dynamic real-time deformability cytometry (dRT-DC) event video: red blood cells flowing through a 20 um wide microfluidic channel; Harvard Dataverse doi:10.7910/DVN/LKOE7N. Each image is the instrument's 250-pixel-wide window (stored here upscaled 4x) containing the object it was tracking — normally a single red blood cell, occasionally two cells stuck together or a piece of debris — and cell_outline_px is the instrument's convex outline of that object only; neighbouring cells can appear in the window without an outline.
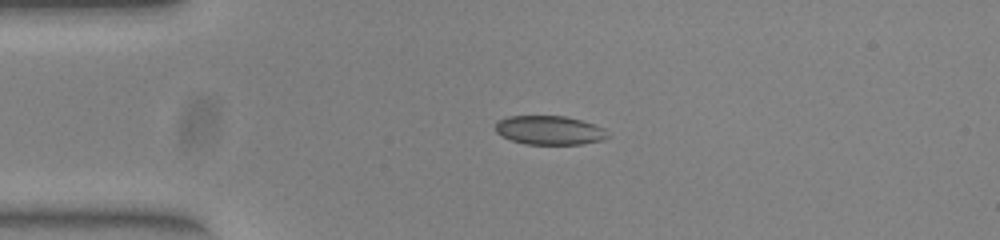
{"species": "common noctule bat (a hibernating species)", "species_latin": "Nyctalus noctula", "temperature_condition": "warm", "stored_images_in_passage": 41, "camera_frame_rate_fps": 3000, "um_per_image_px": 0.085, "animal": {"sex": "female", "body_mass_g": 23.0, "forearm_length_mm": 53.4}, "frame": {"image": 1, "passage_image": 1, "time_ms": 0.0, "image_size_px": [1000, 240], "cell_outline_px": [[608, 136], [604, 140], [580, 144], [524, 144], [512, 140], [496, 132], [496, 124], [500, 120], [508, 116], [564, 116], [580, 120], [604, 128]], "centroid_in_image_um": [46.71, 11.07], "position_along_channel_um": 38.3, "area_um2": 18.67}}
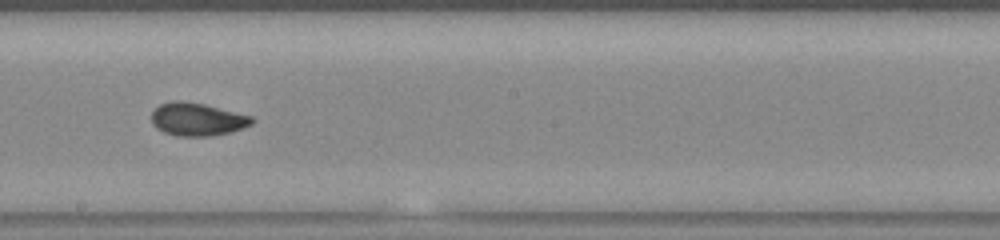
{"frame": {"image": 2, "passage_image": 18, "time_ms": 5.667, "image_size_px": [1000, 240], "cell_outline_px": [[256, 120], [252, 124], [244, 128], [228, 132], [208, 136], [176, 136], [164, 132], [156, 128], [152, 124], [152, 112], [160, 104], [172, 100], [180, 100], [204, 104], [252, 116]], "centroid_in_image_um": [16.76, 10.13], "position_along_channel_um": 231.4, "area_um2": 19.31}}
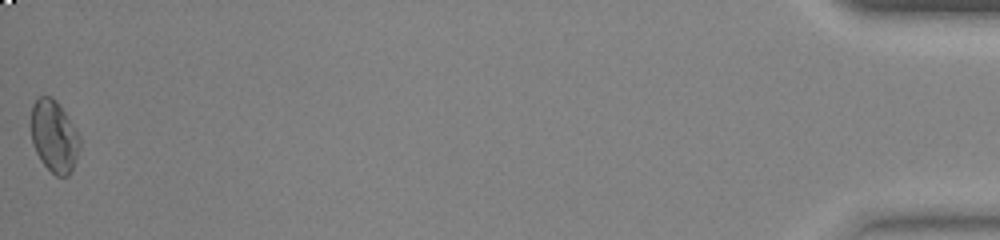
{"frame": {"image": 3, "passage_image": 41, "time_ms": 13.333, "image_size_px": [1000, 240], "cell_outline_px": [[80, 144], [72, 168], [68, 176], [56, 176], [40, 160], [32, 144], [28, 124], [32, 104], [40, 96], [52, 96], [56, 100], [80, 136]], "centroid_in_image_um": [4.53, 11.55], "position_along_channel_um": 430.7, "area_um2": 20.63}, "authors_computed_cell_mechanics": {"area_um2": 19.2474, "velocity_mm_per_s": 3.94, "shape_relaxation_time_tau1_ms": null, "shape_relaxation_time_tau2_ms": 0.793, "deformation_change_tau1": null, "deformation_change_tau2": 0.0388}}